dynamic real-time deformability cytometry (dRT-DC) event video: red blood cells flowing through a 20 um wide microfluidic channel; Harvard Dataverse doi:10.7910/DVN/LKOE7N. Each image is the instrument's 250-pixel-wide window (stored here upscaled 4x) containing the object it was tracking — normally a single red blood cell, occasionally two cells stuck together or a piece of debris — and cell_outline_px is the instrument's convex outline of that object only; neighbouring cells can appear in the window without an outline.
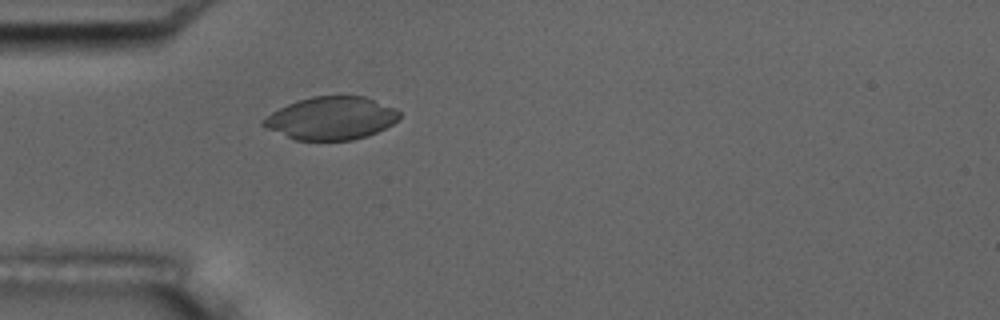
{"species": "common noctule bat (a hibernating species)", "species_latin": "Nyctalus noctula", "temperature_condition": "room temperature", "stored_images_in_passage": 55, "camera_frame_rate_fps": 3000, "um_per_image_px": 0.085, "animal": {"sex": "male", "body_mass_g": 17.5, "forearm_length_mm": 52.3}, "frame": {"image": 1, "passage_image": 16, "time_ms": 5.0, "image_size_px": [1000, 320], "cell_outline_px": [[400, 116], [392, 124], [368, 136], [352, 140], [296, 140], [264, 128], [260, 124], [260, 120], [272, 112], [288, 104], [312, 96], [364, 96], [396, 108], [400, 112]], "centroid_in_image_um": [28.13, 10.05], "position_along_channel_um": 56.9, "area_um2": 33.99}}